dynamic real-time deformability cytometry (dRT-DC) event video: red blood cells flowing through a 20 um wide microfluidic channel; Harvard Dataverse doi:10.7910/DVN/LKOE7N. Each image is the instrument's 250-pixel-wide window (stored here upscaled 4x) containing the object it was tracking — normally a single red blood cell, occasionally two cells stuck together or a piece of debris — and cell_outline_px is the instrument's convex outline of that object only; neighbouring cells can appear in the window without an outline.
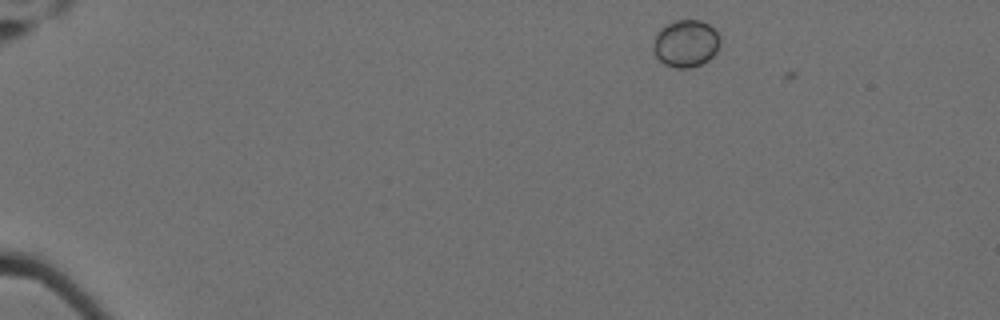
{"species": "Egyptian fruit bat (a non-hibernating species)", "species_latin": "Rousettus aegyptiacus", "temperature_condition": "cold", "stored_images_in_passage": 2, "camera_frame_rate_fps": 3000, "um_per_image_px": 0.085, "animal": {"sex": "female"}, "frame": {"image": 1, "passage_image": 1, "time_ms": 0.0, "image_size_px": [1000, 320], "cell_outline_px": [[720, 44], [716, 52], [708, 60], [700, 64], [688, 68], [676, 68], [664, 64], [656, 56], [652, 48], [652, 44], [656, 32], [660, 28], [676, 20], [700, 20], [708, 24], [720, 36]], "centroid_in_image_um": [58.27, 3.69], "position_along_channel_um": 26.7, "area_um2": 18.44}}